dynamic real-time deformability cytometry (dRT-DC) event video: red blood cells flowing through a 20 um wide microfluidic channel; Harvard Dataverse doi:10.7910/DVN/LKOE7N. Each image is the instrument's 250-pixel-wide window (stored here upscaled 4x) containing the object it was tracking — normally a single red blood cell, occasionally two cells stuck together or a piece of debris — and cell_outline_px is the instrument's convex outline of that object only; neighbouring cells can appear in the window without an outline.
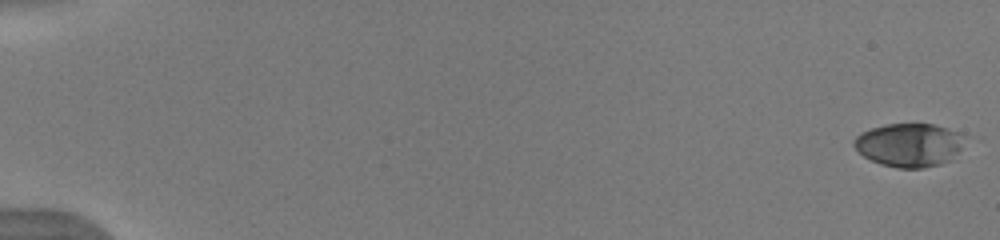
{"species": "human", "species_latin": "Homo sapiens", "temperature_condition": "warm", "stored_images_in_passage": 53, "camera_frame_rate_fps": 3000, "um_per_image_px": 0.085, "donor": {"sex": "male"}, "frame": {"image": 1, "passage_image": 1, "time_ms": 0.0, "image_size_px": [1000, 240], "cell_outline_px": [[972, 136], [948, 160], [940, 164], [924, 168], [896, 168], [880, 164], [864, 156], [852, 144], [852, 140], [860, 132], [884, 124], [932, 124], [948, 128]], "centroid_in_image_um": [77.32, 12.3], "position_along_channel_um": 7.7, "area_um2": 28.38}}
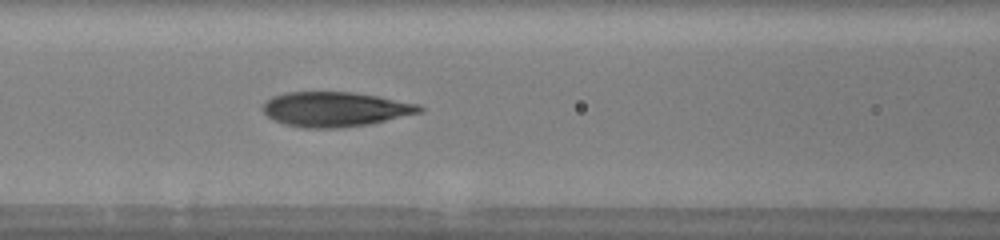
{"frame": {"image": 2, "passage_image": 25, "time_ms": 8.0, "image_size_px": [1000, 240], "cell_outline_px": [[424, 112], [368, 124], [340, 128], [304, 128], [284, 124], [272, 120], [260, 108], [272, 96], [284, 92], [352, 92], [380, 96], [420, 104], [424, 108]], "centroid_in_image_um": [28.5, 9.28], "position_along_channel_um": 138.1, "area_um2": 32.02}}
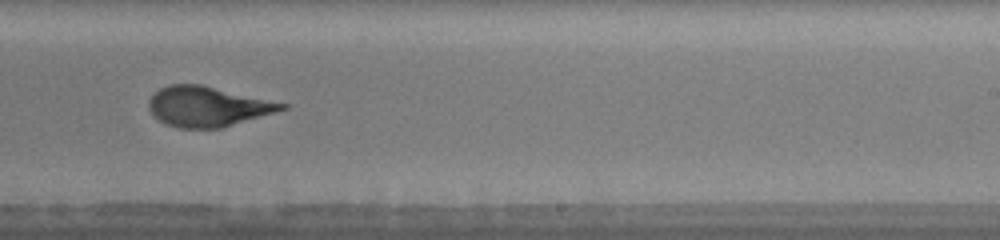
{"frame": {"image": 3, "passage_image": 35, "time_ms": 11.333, "image_size_px": [1000, 240], "cell_outline_px": [[288, 108], [220, 128], [180, 128], [164, 124], [148, 108], [148, 100], [160, 88], [168, 84], [200, 84], [288, 104]], "centroid_in_image_um": [17.62, 9.05], "position_along_channel_um": 271.4, "area_um2": 30.63}, "authors_computed_cell_mechanics": {"area_um2": 30.6918, "velocity_mm_per_s": 4.0072, "shape_relaxation_time_tau1_ms": 4.5044, "shape_relaxation_time_tau2_ms": 1.0012, "deformation_change_tau1": 0.2022, "deformation_change_tau2": 0.0959}}